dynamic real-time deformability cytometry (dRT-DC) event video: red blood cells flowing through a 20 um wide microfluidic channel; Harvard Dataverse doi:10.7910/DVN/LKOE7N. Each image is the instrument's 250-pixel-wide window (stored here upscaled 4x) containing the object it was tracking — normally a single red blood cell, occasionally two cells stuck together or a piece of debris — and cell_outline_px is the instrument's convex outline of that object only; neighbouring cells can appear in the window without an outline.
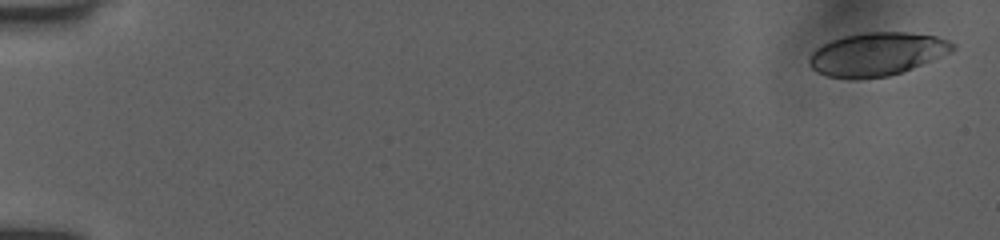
{"species": "human", "species_latin": "Homo sapiens", "temperature_condition": "room temperature", "stored_images_in_passage": 19, "camera_frame_rate_fps": 3000, "um_per_image_px": 0.085, "donor": {"sex": "female"}, "frame": {"image": 1, "passage_image": 1, "time_ms": 0.0, "image_size_px": [1000, 240], "cell_outline_px": [[956, 48], [952, 52], [912, 68], [888, 76], [856, 80], [848, 80], [828, 76], [816, 72], [808, 64], [808, 60], [812, 52], [816, 48], [832, 40], [844, 36], [860, 32], [908, 32], [936, 36], [948, 40], [956, 44]], "centroid_in_image_um": [74.53, 4.61], "position_along_channel_um": 10.5, "area_um2": 36.47}}
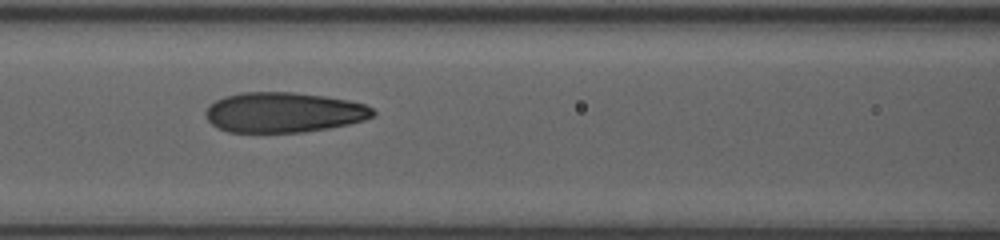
{"frame": {"image": 2, "passage_image": 14, "time_ms": 7.667, "image_size_px": [1000, 240], "cell_outline_px": [[376, 112], [372, 116], [364, 120], [348, 124], [328, 128], [304, 132], [228, 132], [212, 124], [204, 116], [204, 112], [208, 104], [224, 96], [240, 92], [292, 92], [324, 96], [348, 100], [364, 104], [372, 108]], "centroid_in_image_um": [24.07, 9.55], "position_along_channel_um": 142.5, "area_um2": 39.25}}
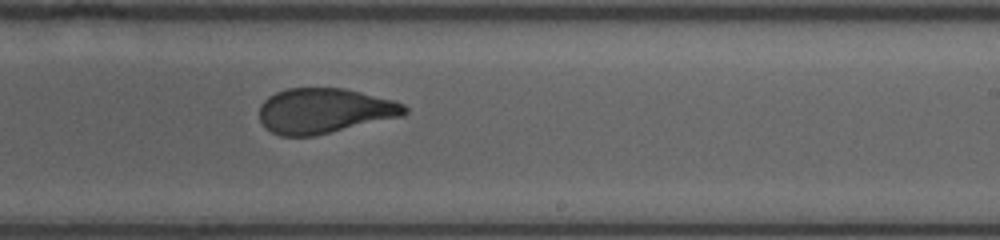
{"frame": {"image": 3, "passage_image": 19, "time_ms": 10.667, "image_size_px": [1000, 240], "cell_outline_px": [[408, 112], [404, 116], [312, 136], [280, 136], [272, 132], [260, 120], [260, 104], [268, 96], [276, 92], [288, 88], [344, 88], [392, 100], [404, 104], [408, 108]], "centroid_in_image_um": [27.58, 9.41], "position_along_channel_um": 261.4, "area_um2": 38.03}}